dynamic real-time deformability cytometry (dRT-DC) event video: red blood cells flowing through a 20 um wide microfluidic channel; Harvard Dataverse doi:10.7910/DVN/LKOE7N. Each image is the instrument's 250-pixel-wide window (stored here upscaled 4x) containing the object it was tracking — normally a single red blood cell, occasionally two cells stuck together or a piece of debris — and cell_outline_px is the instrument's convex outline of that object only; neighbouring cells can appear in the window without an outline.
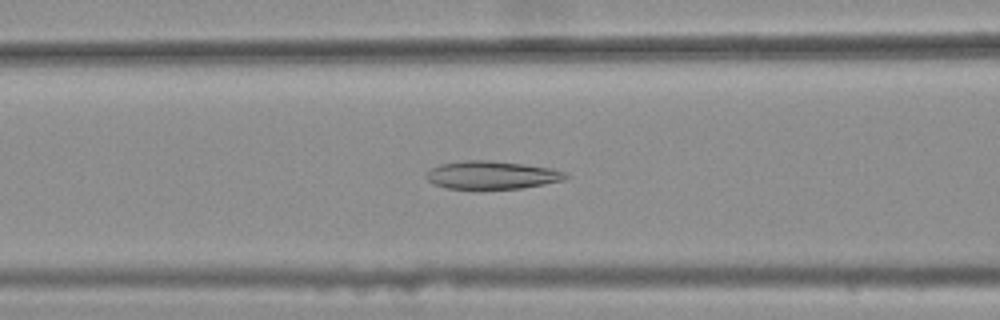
{"species": "common noctule bat (a hibernating species)", "species_latin": "Nyctalus noctula", "temperature_condition": "warm", "stored_images_in_passage": 47, "camera_frame_rate_fps": 3000, "um_per_image_px": 0.085, "animal": {"sex": "female", "body_mass_g": 25.1}, "frame": {"image": 1, "passage_image": 22, "time_ms": 7.0, "image_size_px": [1000, 320], "cell_outline_px": [[568, 176], [564, 180], [524, 188], [448, 188], [432, 184], [428, 180], [428, 172], [432, 168], [440, 164], [464, 160], [488, 160], [524, 164], [552, 168], [564, 172]], "centroid_in_image_um": [41.82, 14.87], "position_along_channel_um": 124.8, "area_um2": 22.48}}
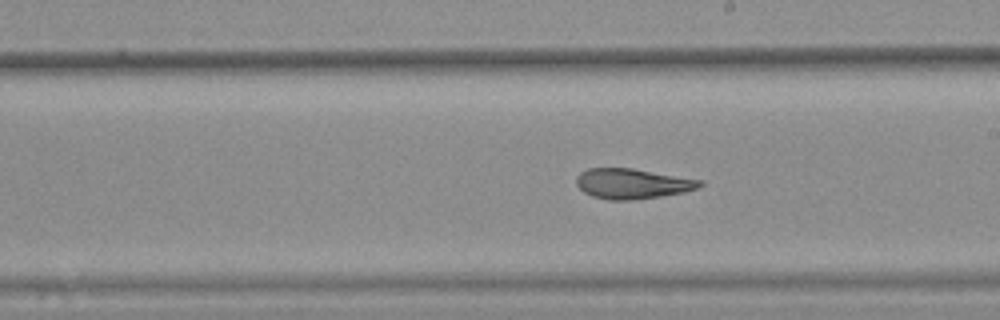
{"frame": {"image": 2, "passage_image": 31, "time_ms": 10.0, "image_size_px": [1000, 320], "cell_outline_px": [[704, 184], [696, 188], [684, 192], [660, 196], [632, 200], [608, 200], [592, 196], [584, 192], [576, 184], [576, 176], [580, 172], [588, 168], [632, 168], [704, 180]], "centroid_in_image_um": [53.74, 15.6], "position_along_channel_um": 235.3, "area_um2": 21.79}}
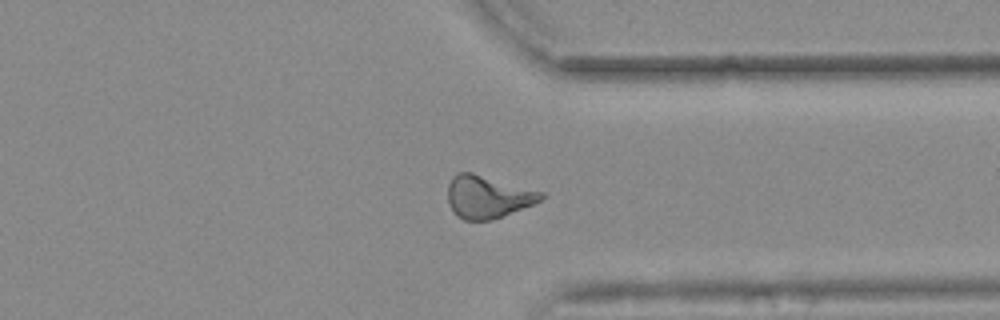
{"frame": {"image": 3, "passage_image": 42, "time_ms": 13.667, "image_size_px": [1000, 320], "cell_outline_px": [[544, 196], [540, 200], [532, 204], [500, 216], [488, 220], [464, 220], [456, 216], [448, 204], [448, 184], [452, 176], [456, 172], [472, 172], [544, 192]], "centroid_in_image_um": [41.4, 16.71], "position_along_channel_um": 370.0, "area_um2": 22.95}, "authors_computed_cell_mechanics": {"area_um2": 22.9466, "velocity_mm_per_s": 3.6886, "shape_relaxation_time_tau1_ms": null, "shape_relaxation_time_tau2_ms": 3.0729, "deformation_change_tau1": null, "deformation_change_tau2": 0.1152}}